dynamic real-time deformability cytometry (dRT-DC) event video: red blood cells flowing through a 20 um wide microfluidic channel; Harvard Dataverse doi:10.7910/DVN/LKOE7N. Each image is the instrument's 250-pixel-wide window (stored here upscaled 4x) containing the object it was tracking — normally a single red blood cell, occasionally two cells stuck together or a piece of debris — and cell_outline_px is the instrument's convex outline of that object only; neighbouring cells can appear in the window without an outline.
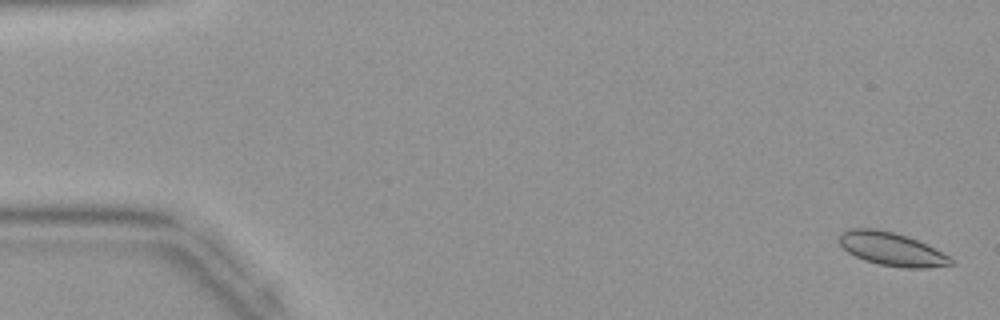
{"species": "common noctule bat (a hibernating species)", "species_latin": "Nyctalus noctula", "temperature_condition": "warm", "stored_images_in_passage": 45, "camera_frame_rate_fps": 3000, "um_per_image_px": 0.085, "animal": {"sex": "female", "body_mass_g": 19.9}, "frame": {"image": 1, "passage_image": 2, "time_ms": 0.333, "image_size_px": [1000, 320], "cell_outline_px": [[956, 264], [928, 268], [904, 268], [880, 264], [864, 260], [848, 252], [840, 244], [840, 236], [848, 228], [876, 228], [908, 236], [948, 256]], "centroid_in_image_um": [75.78, 21.17], "position_along_channel_um": 9.2, "area_um2": 21.33}}
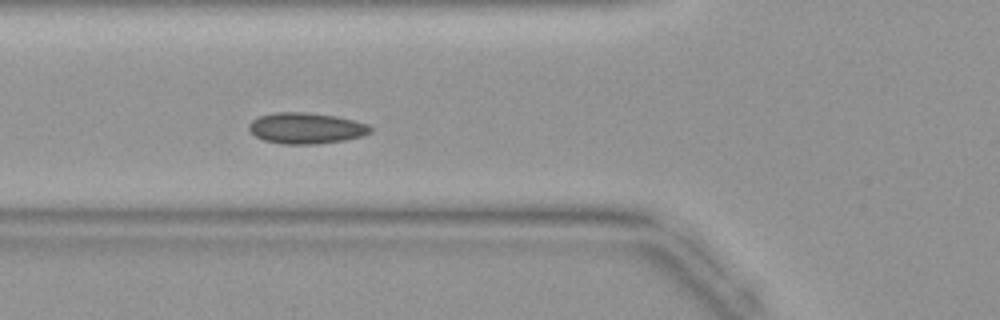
{"frame": {"image": 2, "passage_image": 17, "time_ms": 5.333, "image_size_px": [1000, 320], "cell_outline_px": [[372, 132], [364, 136], [344, 140], [316, 144], [284, 144], [264, 140], [256, 136], [248, 128], [248, 124], [252, 120], [260, 116], [276, 112], [304, 112], [336, 116], [368, 124], [372, 128]], "centroid_in_image_um": [26.04, 10.9], "position_along_channel_um": 99.8, "area_um2": 21.91}}
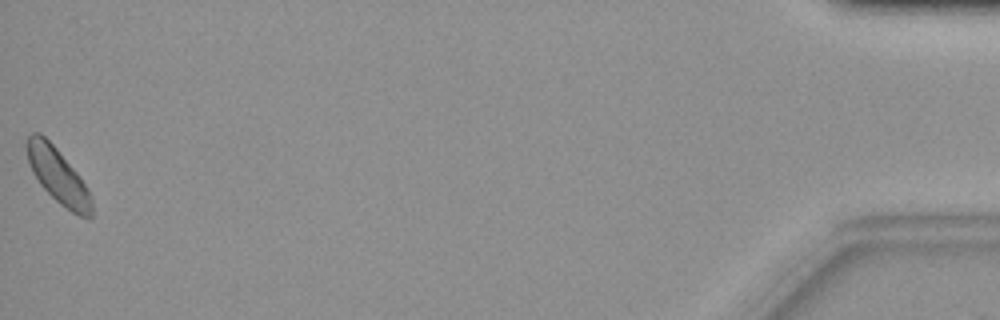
{"frame": {"image": 3, "passage_image": 45, "time_ms": 14.667, "image_size_px": [1000, 320], "cell_outline_px": [[92, 216], [80, 216], [72, 212], [60, 204], [40, 184], [32, 172], [28, 160], [24, 144], [28, 136], [32, 132], [40, 132], [56, 148], [76, 172], [88, 188], [92, 196]], "centroid_in_image_um": [4.9, 14.91], "position_along_channel_um": 430.3, "area_um2": 20.63}}